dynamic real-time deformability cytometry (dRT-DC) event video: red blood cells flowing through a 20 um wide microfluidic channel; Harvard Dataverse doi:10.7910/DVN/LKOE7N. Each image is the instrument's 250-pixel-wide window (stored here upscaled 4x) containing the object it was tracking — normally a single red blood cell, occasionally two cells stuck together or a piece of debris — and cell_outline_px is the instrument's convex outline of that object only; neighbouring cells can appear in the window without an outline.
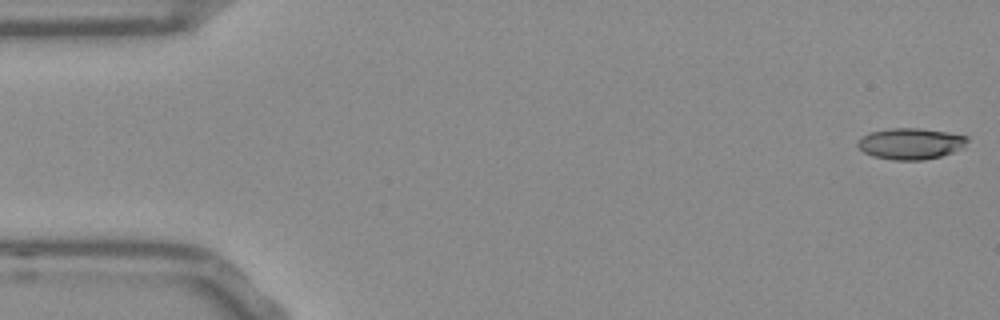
{"species": "Egyptian fruit bat (a non-hibernating species)", "species_latin": "Rousettus aegyptiacus", "temperature_condition": "room temperature", "stored_images_in_passage": 11, "camera_frame_rate_fps": 3000, "um_per_image_px": 0.085, "frame": {"image": 1, "passage_image": 1, "time_ms": 0.0, "image_size_px": [1000, 320], "cell_outline_px": [[968, 140], [964, 148], [940, 156], [924, 160], [896, 160], [872, 156], [864, 152], [856, 144], [868, 132], [888, 128], [920, 128], [948, 132], [968, 136]], "centroid_in_image_um": [77.43, 12.2], "position_along_channel_um": 7.6, "area_um2": 20.0}}